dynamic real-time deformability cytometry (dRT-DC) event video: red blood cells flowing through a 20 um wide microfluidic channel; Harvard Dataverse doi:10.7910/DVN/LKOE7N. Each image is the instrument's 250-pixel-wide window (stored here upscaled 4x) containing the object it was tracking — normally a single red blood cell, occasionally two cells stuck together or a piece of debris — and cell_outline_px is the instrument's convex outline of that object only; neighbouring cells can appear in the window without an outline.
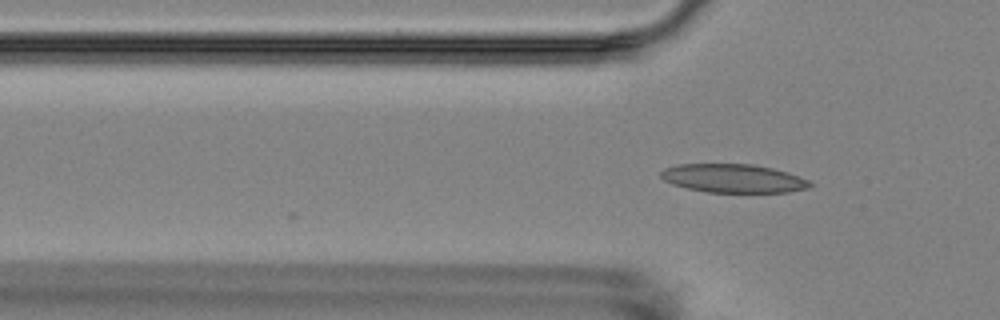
{"species": "Egyptian fruit bat (a non-hibernating species)", "species_latin": "Rousettus aegyptiacus", "temperature_condition": "room temperature", "stored_images_in_passage": 6, "camera_frame_rate_fps": 3000, "um_per_image_px": 0.085, "animal": {"sex": "female"}, "frame": {"image": 1, "passage_image": 5, "time_ms": 4.667, "image_size_px": [1000, 320], "cell_outline_px": [[812, 188], [788, 192], [708, 192], [688, 188], [672, 184], [664, 180], [660, 176], [660, 172], [664, 168], [676, 164], [752, 164], [772, 168], [788, 172], [808, 180], [812, 184]], "centroid_in_image_um": [62.34, 15.16], "position_along_channel_um": 63.5, "area_um2": 24.85}}
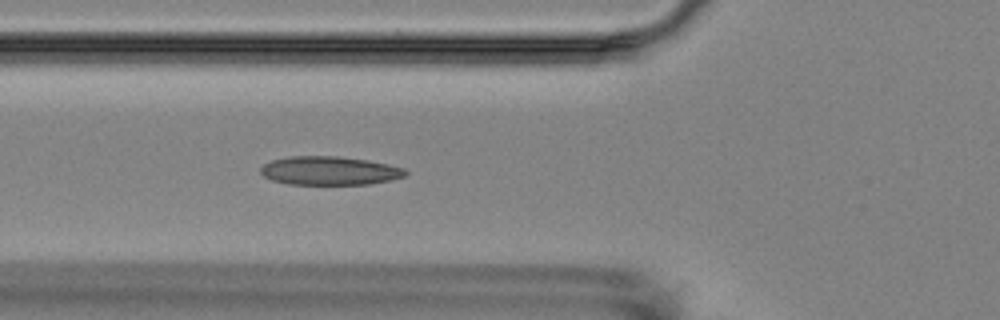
{"frame": {"image": 2, "passage_image": 6, "time_ms": 5.667, "image_size_px": [1000, 320], "cell_outline_px": [[408, 172], [404, 176], [388, 180], [368, 184], [288, 184], [272, 180], [264, 176], [260, 172], [260, 168], [264, 164], [272, 160], [288, 156], [340, 156], [368, 160], [388, 164], [404, 168]], "centroid_in_image_um": [27.99, 14.5], "position_along_channel_um": 97.8, "area_um2": 24.1}}